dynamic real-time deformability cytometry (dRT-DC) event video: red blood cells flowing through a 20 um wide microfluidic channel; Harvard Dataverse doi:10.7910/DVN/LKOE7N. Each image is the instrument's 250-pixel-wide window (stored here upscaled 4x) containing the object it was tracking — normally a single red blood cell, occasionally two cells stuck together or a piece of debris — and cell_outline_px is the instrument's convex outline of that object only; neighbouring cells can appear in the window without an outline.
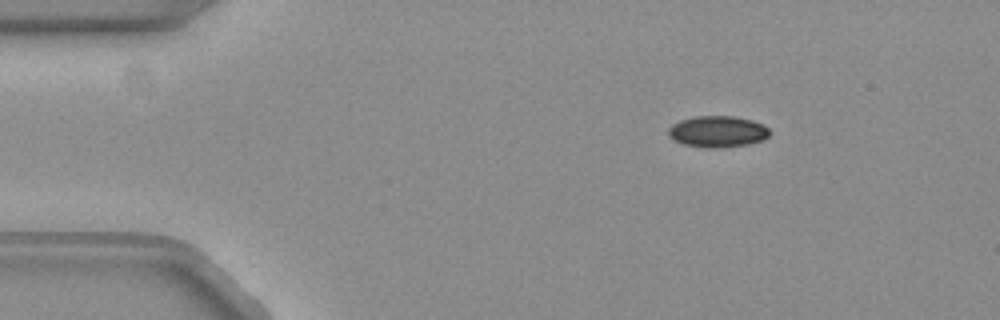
{"species": "common noctule bat (a hibernating species)", "species_latin": "Nyctalus noctula", "temperature_condition": "warm", "stored_images_in_passage": 51, "camera_frame_rate_fps": 3000, "um_per_image_px": 0.085, "animal": {"sex": "female", "body_mass_g": 19.3, "forearm_length_mm": 54.1}, "frame": {"image": 1, "passage_image": 6, "time_ms": 1.667, "image_size_px": [1000, 320], "cell_outline_px": [[768, 136], [760, 140], [744, 144], [684, 144], [676, 140], [668, 132], [668, 128], [672, 124], [680, 120], [696, 116], [736, 116], [752, 120], [768, 128]], "centroid_in_image_um": [60.99, 11.09], "position_along_channel_um": 24.0, "area_um2": 17.05}}
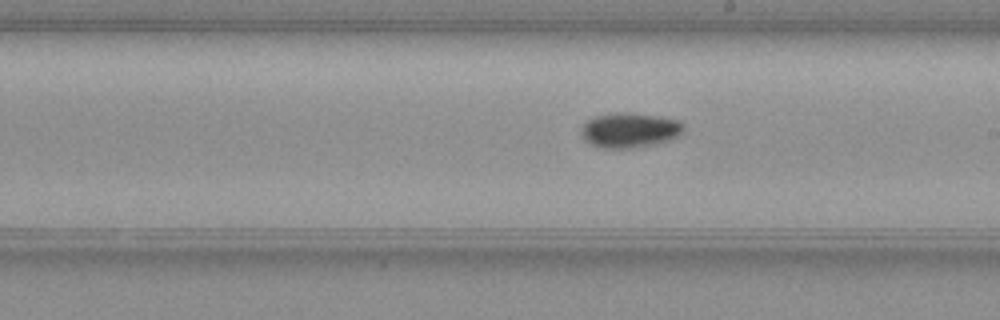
{"frame": {"image": 2, "passage_image": 28, "time_ms": 9.0, "image_size_px": [1000, 320], "cell_outline_px": [[684, 128], [672, 140], [632, 148], [600, 148], [592, 144], [580, 132], [580, 128], [584, 120], [592, 116], [616, 112], [628, 112], [660, 116], [676, 120], [684, 124]], "centroid_in_image_um": [53.48, 11.04], "position_along_channel_um": 235.5, "area_um2": 20.92}}
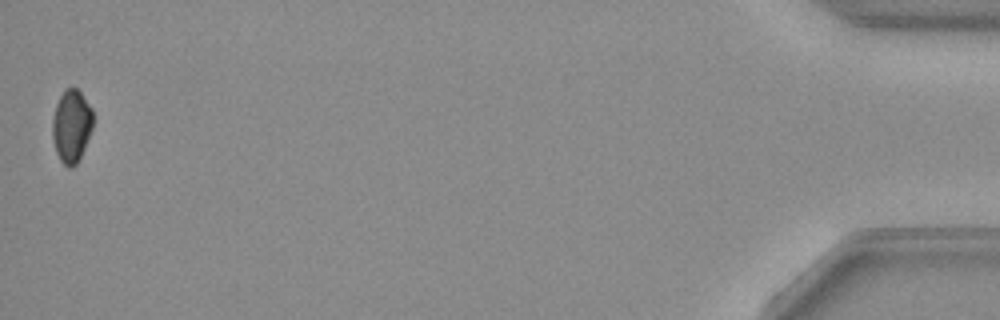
{"frame": {"image": 3, "passage_image": 51, "time_ms": 16.667, "image_size_px": [1000, 320], "cell_outline_px": [[92, 128], [84, 148], [76, 164], [72, 168], [68, 168], [60, 160], [56, 152], [52, 136], [52, 120], [56, 104], [64, 88], [76, 88], [80, 92], [92, 108]], "centroid_in_image_um": [6.06, 10.71], "position_along_channel_um": 429.1, "area_um2": 17.11}, "authors_computed_cell_mechanics": {"area_um2": 19.0162, "velocity_mm_per_s": 3.8492, "shape_relaxation_time_tau1_ms": 7.7583, "shape_relaxation_time_tau2_ms": null, "deformation_change_tau1": 0.1115, "deformation_change_tau2": null}}